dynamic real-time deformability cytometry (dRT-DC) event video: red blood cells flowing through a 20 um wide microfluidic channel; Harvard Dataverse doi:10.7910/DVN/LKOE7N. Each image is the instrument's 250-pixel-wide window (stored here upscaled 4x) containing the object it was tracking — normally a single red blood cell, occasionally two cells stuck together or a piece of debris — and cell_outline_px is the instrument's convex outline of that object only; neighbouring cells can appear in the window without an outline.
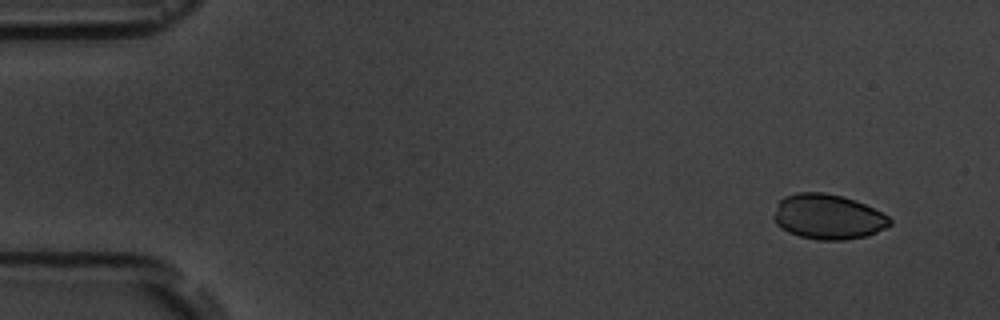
{"species": "common noctule bat (a hibernating species)", "species_latin": "Nyctalus noctula", "temperature_condition": "room temperature", "stored_images_in_passage": 5, "camera_frame_rate_fps": 3000, "um_per_image_px": 0.085, "animal": {"sex": "male", "body_mass_g": 19.5, "forearm_length_mm": 54.6}, "frame": {"image": 1, "passage_image": 1, "time_ms": 0.0, "image_size_px": [1000, 320], "cell_outline_px": [[892, 224], [876, 232], [864, 236], [844, 240], [816, 240], [800, 236], [788, 232], [776, 224], [772, 216], [780, 200], [784, 196], [796, 192], [824, 192], [856, 200], [888, 216], [892, 220]], "centroid_in_image_um": [70.35, 18.42], "position_along_channel_um": 14.7, "area_um2": 30.4}}